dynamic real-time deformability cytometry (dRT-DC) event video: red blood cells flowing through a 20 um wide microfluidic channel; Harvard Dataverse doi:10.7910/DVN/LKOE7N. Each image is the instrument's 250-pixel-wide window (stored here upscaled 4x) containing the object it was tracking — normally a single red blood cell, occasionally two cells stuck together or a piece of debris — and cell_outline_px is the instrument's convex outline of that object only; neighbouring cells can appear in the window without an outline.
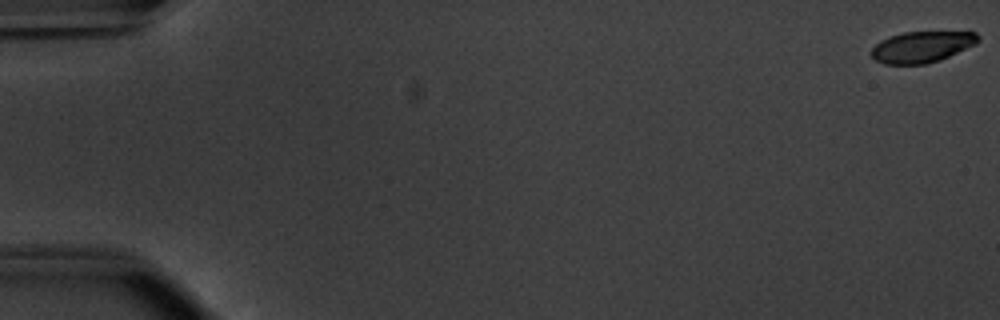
{"species": "common noctule bat (a hibernating species)", "species_latin": "Nyctalus noctula", "temperature_condition": "warm", "stored_images_in_passage": 16, "camera_frame_rate_fps": 3000, "um_per_image_px": 0.085, "animal": {"sex": "male", "body_mass_g": 20.1, "forearm_length_mm": 53.5}, "frame": {"image": 1, "passage_image": 1, "time_ms": 0.0, "image_size_px": [1000, 320], "cell_outline_px": [[980, 40], [976, 44], [940, 60], [924, 64], [884, 64], [876, 60], [872, 56], [872, 48], [880, 40], [904, 32], [976, 32], [980, 36]], "centroid_in_image_um": [78.38, 3.98], "position_along_channel_um": 6.6, "area_um2": 19.25}}
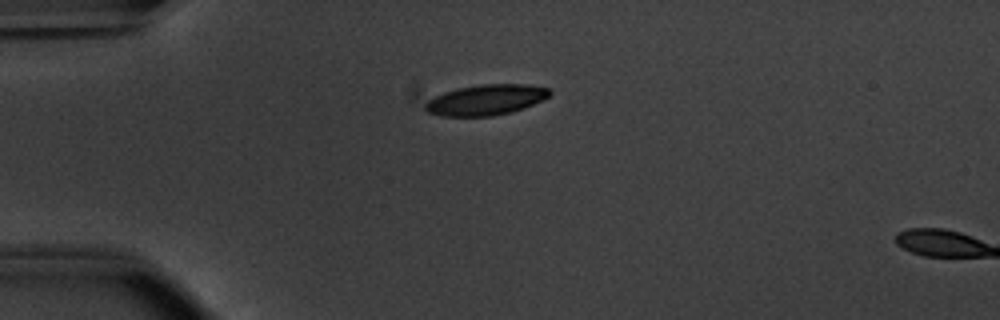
{"frame": {"image": 2, "passage_image": 15, "time_ms": 4.667, "image_size_px": [1000, 320], "cell_outline_px": [[552, 92], [544, 100], [512, 112], [492, 116], [440, 116], [428, 112], [424, 108], [424, 104], [428, 100], [444, 92], [456, 88], [480, 84], [528, 84], [548, 88]], "centroid_in_image_um": [41.3, 8.48], "position_along_channel_um": 43.7, "area_um2": 22.25}}